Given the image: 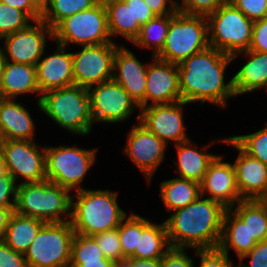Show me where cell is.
Returning <instances> with one entry per match:
<instances>
[{
    "label": "cell",
    "mask_w": 267,
    "mask_h": 267,
    "mask_svg": "<svg viewBox=\"0 0 267 267\" xmlns=\"http://www.w3.org/2000/svg\"><path fill=\"white\" fill-rule=\"evenodd\" d=\"M231 55L212 47L194 54L178 64L179 86L184 102L212 103L226 107L227 99L236 97L233 78L225 83V71Z\"/></svg>",
    "instance_id": "cell-1"
},
{
    "label": "cell",
    "mask_w": 267,
    "mask_h": 267,
    "mask_svg": "<svg viewBox=\"0 0 267 267\" xmlns=\"http://www.w3.org/2000/svg\"><path fill=\"white\" fill-rule=\"evenodd\" d=\"M200 195L189 205L176 209L165 220L171 248H218L227 208Z\"/></svg>",
    "instance_id": "cell-2"
},
{
    "label": "cell",
    "mask_w": 267,
    "mask_h": 267,
    "mask_svg": "<svg viewBox=\"0 0 267 267\" xmlns=\"http://www.w3.org/2000/svg\"><path fill=\"white\" fill-rule=\"evenodd\" d=\"M71 198L70 223L75 233L86 236L113 230L127 216L117 201V192L85 189Z\"/></svg>",
    "instance_id": "cell-3"
},
{
    "label": "cell",
    "mask_w": 267,
    "mask_h": 267,
    "mask_svg": "<svg viewBox=\"0 0 267 267\" xmlns=\"http://www.w3.org/2000/svg\"><path fill=\"white\" fill-rule=\"evenodd\" d=\"M61 128L77 135H88L93 126L88 88L69 86L45 91L36 103Z\"/></svg>",
    "instance_id": "cell-4"
},
{
    "label": "cell",
    "mask_w": 267,
    "mask_h": 267,
    "mask_svg": "<svg viewBox=\"0 0 267 267\" xmlns=\"http://www.w3.org/2000/svg\"><path fill=\"white\" fill-rule=\"evenodd\" d=\"M70 193L72 192L69 189L47 179L41 182L19 183L14 209L21 215L45 223L68 222L71 217Z\"/></svg>",
    "instance_id": "cell-5"
},
{
    "label": "cell",
    "mask_w": 267,
    "mask_h": 267,
    "mask_svg": "<svg viewBox=\"0 0 267 267\" xmlns=\"http://www.w3.org/2000/svg\"><path fill=\"white\" fill-rule=\"evenodd\" d=\"M208 47L207 18L177 11L170 20L165 44L155 57L178 65Z\"/></svg>",
    "instance_id": "cell-6"
},
{
    "label": "cell",
    "mask_w": 267,
    "mask_h": 267,
    "mask_svg": "<svg viewBox=\"0 0 267 267\" xmlns=\"http://www.w3.org/2000/svg\"><path fill=\"white\" fill-rule=\"evenodd\" d=\"M206 18L209 47L229 55L249 50L254 22L229 1Z\"/></svg>",
    "instance_id": "cell-7"
},
{
    "label": "cell",
    "mask_w": 267,
    "mask_h": 267,
    "mask_svg": "<svg viewBox=\"0 0 267 267\" xmlns=\"http://www.w3.org/2000/svg\"><path fill=\"white\" fill-rule=\"evenodd\" d=\"M74 235L70 221L45 223L24 253L28 267H69Z\"/></svg>",
    "instance_id": "cell-8"
},
{
    "label": "cell",
    "mask_w": 267,
    "mask_h": 267,
    "mask_svg": "<svg viewBox=\"0 0 267 267\" xmlns=\"http://www.w3.org/2000/svg\"><path fill=\"white\" fill-rule=\"evenodd\" d=\"M52 39L66 47L70 43L83 47L114 42L110 37L105 6L98 2L87 10L63 19L53 29Z\"/></svg>",
    "instance_id": "cell-9"
},
{
    "label": "cell",
    "mask_w": 267,
    "mask_h": 267,
    "mask_svg": "<svg viewBox=\"0 0 267 267\" xmlns=\"http://www.w3.org/2000/svg\"><path fill=\"white\" fill-rule=\"evenodd\" d=\"M46 177L52 183L69 189L82 190V181L95 163L96 148L82 149L77 146L45 147Z\"/></svg>",
    "instance_id": "cell-10"
},
{
    "label": "cell",
    "mask_w": 267,
    "mask_h": 267,
    "mask_svg": "<svg viewBox=\"0 0 267 267\" xmlns=\"http://www.w3.org/2000/svg\"><path fill=\"white\" fill-rule=\"evenodd\" d=\"M34 140H3L1 153L3 154L8 174L15 181L23 178L20 183L41 182L46 177V150L39 149Z\"/></svg>",
    "instance_id": "cell-11"
},
{
    "label": "cell",
    "mask_w": 267,
    "mask_h": 267,
    "mask_svg": "<svg viewBox=\"0 0 267 267\" xmlns=\"http://www.w3.org/2000/svg\"><path fill=\"white\" fill-rule=\"evenodd\" d=\"M118 44L114 42L83 46L81 51L72 53L74 84L89 88L111 80L113 60Z\"/></svg>",
    "instance_id": "cell-12"
},
{
    "label": "cell",
    "mask_w": 267,
    "mask_h": 267,
    "mask_svg": "<svg viewBox=\"0 0 267 267\" xmlns=\"http://www.w3.org/2000/svg\"><path fill=\"white\" fill-rule=\"evenodd\" d=\"M93 86L88 88L93 125L95 122L120 123L127 120L135 108L139 109L128 92L113 79Z\"/></svg>",
    "instance_id": "cell-13"
},
{
    "label": "cell",
    "mask_w": 267,
    "mask_h": 267,
    "mask_svg": "<svg viewBox=\"0 0 267 267\" xmlns=\"http://www.w3.org/2000/svg\"><path fill=\"white\" fill-rule=\"evenodd\" d=\"M187 104L181 100L144 107L140 109L137 120L167 145L168 141L176 145L190 140L183 121V107Z\"/></svg>",
    "instance_id": "cell-14"
},
{
    "label": "cell",
    "mask_w": 267,
    "mask_h": 267,
    "mask_svg": "<svg viewBox=\"0 0 267 267\" xmlns=\"http://www.w3.org/2000/svg\"><path fill=\"white\" fill-rule=\"evenodd\" d=\"M47 37L53 38V29L42 19L3 37L6 61L36 66L46 52Z\"/></svg>",
    "instance_id": "cell-15"
},
{
    "label": "cell",
    "mask_w": 267,
    "mask_h": 267,
    "mask_svg": "<svg viewBox=\"0 0 267 267\" xmlns=\"http://www.w3.org/2000/svg\"><path fill=\"white\" fill-rule=\"evenodd\" d=\"M127 134L125 154L150 183L153 174L164 160L167 144L139 121Z\"/></svg>",
    "instance_id": "cell-16"
},
{
    "label": "cell",
    "mask_w": 267,
    "mask_h": 267,
    "mask_svg": "<svg viewBox=\"0 0 267 267\" xmlns=\"http://www.w3.org/2000/svg\"><path fill=\"white\" fill-rule=\"evenodd\" d=\"M238 151L234 161L236 184L243 200H267V166L246 153L231 137L219 139Z\"/></svg>",
    "instance_id": "cell-17"
},
{
    "label": "cell",
    "mask_w": 267,
    "mask_h": 267,
    "mask_svg": "<svg viewBox=\"0 0 267 267\" xmlns=\"http://www.w3.org/2000/svg\"><path fill=\"white\" fill-rule=\"evenodd\" d=\"M181 100L178 65L153 56L147 69L145 107Z\"/></svg>",
    "instance_id": "cell-18"
},
{
    "label": "cell",
    "mask_w": 267,
    "mask_h": 267,
    "mask_svg": "<svg viewBox=\"0 0 267 267\" xmlns=\"http://www.w3.org/2000/svg\"><path fill=\"white\" fill-rule=\"evenodd\" d=\"M223 155H217L210 163L202 182L201 195L222 203L226 208L243 201L239 194L233 164L223 162ZM207 192V193H206Z\"/></svg>",
    "instance_id": "cell-19"
},
{
    "label": "cell",
    "mask_w": 267,
    "mask_h": 267,
    "mask_svg": "<svg viewBox=\"0 0 267 267\" xmlns=\"http://www.w3.org/2000/svg\"><path fill=\"white\" fill-rule=\"evenodd\" d=\"M147 69L148 63L143 65L126 47L116 49L112 79L128 92L139 109L145 107Z\"/></svg>",
    "instance_id": "cell-20"
},
{
    "label": "cell",
    "mask_w": 267,
    "mask_h": 267,
    "mask_svg": "<svg viewBox=\"0 0 267 267\" xmlns=\"http://www.w3.org/2000/svg\"><path fill=\"white\" fill-rule=\"evenodd\" d=\"M55 54L40 58L36 65L37 83L40 93L51 89L73 86L74 77L72 69V53L65 51L67 48L56 44Z\"/></svg>",
    "instance_id": "cell-21"
},
{
    "label": "cell",
    "mask_w": 267,
    "mask_h": 267,
    "mask_svg": "<svg viewBox=\"0 0 267 267\" xmlns=\"http://www.w3.org/2000/svg\"><path fill=\"white\" fill-rule=\"evenodd\" d=\"M12 98L0 97V134L3 140H34L35 122L30 112Z\"/></svg>",
    "instance_id": "cell-22"
},
{
    "label": "cell",
    "mask_w": 267,
    "mask_h": 267,
    "mask_svg": "<svg viewBox=\"0 0 267 267\" xmlns=\"http://www.w3.org/2000/svg\"><path fill=\"white\" fill-rule=\"evenodd\" d=\"M26 93L42 95L37 83L36 66L6 61L0 78V97L16 99Z\"/></svg>",
    "instance_id": "cell-23"
},
{
    "label": "cell",
    "mask_w": 267,
    "mask_h": 267,
    "mask_svg": "<svg viewBox=\"0 0 267 267\" xmlns=\"http://www.w3.org/2000/svg\"><path fill=\"white\" fill-rule=\"evenodd\" d=\"M241 54L249 59L232 77L236 96L259 88L267 89V53L245 50L231 55L232 60Z\"/></svg>",
    "instance_id": "cell-24"
},
{
    "label": "cell",
    "mask_w": 267,
    "mask_h": 267,
    "mask_svg": "<svg viewBox=\"0 0 267 267\" xmlns=\"http://www.w3.org/2000/svg\"><path fill=\"white\" fill-rule=\"evenodd\" d=\"M256 244L254 238L250 237L244 222L230 208H227L223 218L222 235L218 248L227 255H229V249L232 248L240 259Z\"/></svg>",
    "instance_id": "cell-25"
},
{
    "label": "cell",
    "mask_w": 267,
    "mask_h": 267,
    "mask_svg": "<svg viewBox=\"0 0 267 267\" xmlns=\"http://www.w3.org/2000/svg\"><path fill=\"white\" fill-rule=\"evenodd\" d=\"M192 144V141L188 140L175 145L178 155L175 167L178 177L201 183L217 154L198 151Z\"/></svg>",
    "instance_id": "cell-26"
},
{
    "label": "cell",
    "mask_w": 267,
    "mask_h": 267,
    "mask_svg": "<svg viewBox=\"0 0 267 267\" xmlns=\"http://www.w3.org/2000/svg\"><path fill=\"white\" fill-rule=\"evenodd\" d=\"M170 249L165 221L155 224L142 217V234H139L135 258L161 259Z\"/></svg>",
    "instance_id": "cell-27"
},
{
    "label": "cell",
    "mask_w": 267,
    "mask_h": 267,
    "mask_svg": "<svg viewBox=\"0 0 267 267\" xmlns=\"http://www.w3.org/2000/svg\"><path fill=\"white\" fill-rule=\"evenodd\" d=\"M44 224L39 219L14 212L6 229L4 242L16 252L24 254Z\"/></svg>",
    "instance_id": "cell-28"
},
{
    "label": "cell",
    "mask_w": 267,
    "mask_h": 267,
    "mask_svg": "<svg viewBox=\"0 0 267 267\" xmlns=\"http://www.w3.org/2000/svg\"><path fill=\"white\" fill-rule=\"evenodd\" d=\"M160 194L165 208L171 212L195 201L201 195L200 183L173 178L160 183Z\"/></svg>",
    "instance_id": "cell-29"
},
{
    "label": "cell",
    "mask_w": 267,
    "mask_h": 267,
    "mask_svg": "<svg viewBox=\"0 0 267 267\" xmlns=\"http://www.w3.org/2000/svg\"><path fill=\"white\" fill-rule=\"evenodd\" d=\"M235 206L230 209L247 226L250 237L256 242L267 240V200H243Z\"/></svg>",
    "instance_id": "cell-30"
},
{
    "label": "cell",
    "mask_w": 267,
    "mask_h": 267,
    "mask_svg": "<svg viewBox=\"0 0 267 267\" xmlns=\"http://www.w3.org/2000/svg\"><path fill=\"white\" fill-rule=\"evenodd\" d=\"M107 12L108 29L110 37L119 35L133 43L138 37L141 25L134 22L131 5L125 1H114L104 5Z\"/></svg>",
    "instance_id": "cell-31"
},
{
    "label": "cell",
    "mask_w": 267,
    "mask_h": 267,
    "mask_svg": "<svg viewBox=\"0 0 267 267\" xmlns=\"http://www.w3.org/2000/svg\"><path fill=\"white\" fill-rule=\"evenodd\" d=\"M173 17L174 15L155 16L141 26L140 33L132 44L139 48H152V57H155L165 44L170 20Z\"/></svg>",
    "instance_id": "cell-32"
},
{
    "label": "cell",
    "mask_w": 267,
    "mask_h": 267,
    "mask_svg": "<svg viewBox=\"0 0 267 267\" xmlns=\"http://www.w3.org/2000/svg\"><path fill=\"white\" fill-rule=\"evenodd\" d=\"M97 3V0H49L42 11V20L54 29L63 19L87 10Z\"/></svg>",
    "instance_id": "cell-33"
},
{
    "label": "cell",
    "mask_w": 267,
    "mask_h": 267,
    "mask_svg": "<svg viewBox=\"0 0 267 267\" xmlns=\"http://www.w3.org/2000/svg\"><path fill=\"white\" fill-rule=\"evenodd\" d=\"M139 234H142V216L134 214L125 217L118 227V235L124 258H135Z\"/></svg>",
    "instance_id": "cell-34"
},
{
    "label": "cell",
    "mask_w": 267,
    "mask_h": 267,
    "mask_svg": "<svg viewBox=\"0 0 267 267\" xmlns=\"http://www.w3.org/2000/svg\"><path fill=\"white\" fill-rule=\"evenodd\" d=\"M267 124V123H266ZM246 153L267 166V125L251 134L231 137Z\"/></svg>",
    "instance_id": "cell-35"
},
{
    "label": "cell",
    "mask_w": 267,
    "mask_h": 267,
    "mask_svg": "<svg viewBox=\"0 0 267 267\" xmlns=\"http://www.w3.org/2000/svg\"><path fill=\"white\" fill-rule=\"evenodd\" d=\"M33 20L23 11L0 1V40L28 27Z\"/></svg>",
    "instance_id": "cell-36"
},
{
    "label": "cell",
    "mask_w": 267,
    "mask_h": 267,
    "mask_svg": "<svg viewBox=\"0 0 267 267\" xmlns=\"http://www.w3.org/2000/svg\"><path fill=\"white\" fill-rule=\"evenodd\" d=\"M106 258L97 245L93 236L75 233L72 245L70 261H92Z\"/></svg>",
    "instance_id": "cell-37"
},
{
    "label": "cell",
    "mask_w": 267,
    "mask_h": 267,
    "mask_svg": "<svg viewBox=\"0 0 267 267\" xmlns=\"http://www.w3.org/2000/svg\"><path fill=\"white\" fill-rule=\"evenodd\" d=\"M93 237L107 259L113 262L125 259L121 250L118 228L94 234Z\"/></svg>",
    "instance_id": "cell-38"
},
{
    "label": "cell",
    "mask_w": 267,
    "mask_h": 267,
    "mask_svg": "<svg viewBox=\"0 0 267 267\" xmlns=\"http://www.w3.org/2000/svg\"><path fill=\"white\" fill-rule=\"evenodd\" d=\"M229 0H177V11L186 15L205 16L214 13Z\"/></svg>",
    "instance_id": "cell-39"
},
{
    "label": "cell",
    "mask_w": 267,
    "mask_h": 267,
    "mask_svg": "<svg viewBox=\"0 0 267 267\" xmlns=\"http://www.w3.org/2000/svg\"><path fill=\"white\" fill-rule=\"evenodd\" d=\"M196 255L200 257L199 267H236L229 256L219 248L195 249ZM195 267V266H194Z\"/></svg>",
    "instance_id": "cell-40"
},
{
    "label": "cell",
    "mask_w": 267,
    "mask_h": 267,
    "mask_svg": "<svg viewBox=\"0 0 267 267\" xmlns=\"http://www.w3.org/2000/svg\"><path fill=\"white\" fill-rule=\"evenodd\" d=\"M253 22L267 17V0H229Z\"/></svg>",
    "instance_id": "cell-41"
},
{
    "label": "cell",
    "mask_w": 267,
    "mask_h": 267,
    "mask_svg": "<svg viewBox=\"0 0 267 267\" xmlns=\"http://www.w3.org/2000/svg\"><path fill=\"white\" fill-rule=\"evenodd\" d=\"M245 258H250V264L243 263ZM240 265L236 267H267V240L257 242V244L240 259Z\"/></svg>",
    "instance_id": "cell-42"
},
{
    "label": "cell",
    "mask_w": 267,
    "mask_h": 267,
    "mask_svg": "<svg viewBox=\"0 0 267 267\" xmlns=\"http://www.w3.org/2000/svg\"><path fill=\"white\" fill-rule=\"evenodd\" d=\"M16 184L15 179L10 174L0 178V209L15 207L17 194ZM11 196L12 198H10Z\"/></svg>",
    "instance_id": "cell-43"
},
{
    "label": "cell",
    "mask_w": 267,
    "mask_h": 267,
    "mask_svg": "<svg viewBox=\"0 0 267 267\" xmlns=\"http://www.w3.org/2000/svg\"><path fill=\"white\" fill-rule=\"evenodd\" d=\"M161 267H194V263L184 248H171L161 258Z\"/></svg>",
    "instance_id": "cell-44"
},
{
    "label": "cell",
    "mask_w": 267,
    "mask_h": 267,
    "mask_svg": "<svg viewBox=\"0 0 267 267\" xmlns=\"http://www.w3.org/2000/svg\"><path fill=\"white\" fill-rule=\"evenodd\" d=\"M249 50L267 53V17L254 22Z\"/></svg>",
    "instance_id": "cell-45"
},
{
    "label": "cell",
    "mask_w": 267,
    "mask_h": 267,
    "mask_svg": "<svg viewBox=\"0 0 267 267\" xmlns=\"http://www.w3.org/2000/svg\"><path fill=\"white\" fill-rule=\"evenodd\" d=\"M0 267H28L24 254L16 252L4 241L0 242Z\"/></svg>",
    "instance_id": "cell-46"
},
{
    "label": "cell",
    "mask_w": 267,
    "mask_h": 267,
    "mask_svg": "<svg viewBox=\"0 0 267 267\" xmlns=\"http://www.w3.org/2000/svg\"><path fill=\"white\" fill-rule=\"evenodd\" d=\"M127 5H131L134 22H138L141 26L155 17L150 8L145 4L144 0H124Z\"/></svg>",
    "instance_id": "cell-47"
},
{
    "label": "cell",
    "mask_w": 267,
    "mask_h": 267,
    "mask_svg": "<svg viewBox=\"0 0 267 267\" xmlns=\"http://www.w3.org/2000/svg\"><path fill=\"white\" fill-rule=\"evenodd\" d=\"M155 16L174 15L177 12V0H144Z\"/></svg>",
    "instance_id": "cell-48"
},
{
    "label": "cell",
    "mask_w": 267,
    "mask_h": 267,
    "mask_svg": "<svg viewBox=\"0 0 267 267\" xmlns=\"http://www.w3.org/2000/svg\"><path fill=\"white\" fill-rule=\"evenodd\" d=\"M2 3L25 12L34 22L42 19V12L31 0H0Z\"/></svg>",
    "instance_id": "cell-49"
},
{
    "label": "cell",
    "mask_w": 267,
    "mask_h": 267,
    "mask_svg": "<svg viewBox=\"0 0 267 267\" xmlns=\"http://www.w3.org/2000/svg\"><path fill=\"white\" fill-rule=\"evenodd\" d=\"M112 267H161V259L125 258L114 261Z\"/></svg>",
    "instance_id": "cell-50"
},
{
    "label": "cell",
    "mask_w": 267,
    "mask_h": 267,
    "mask_svg": "<svg viewBox=\"0 0 267 267\" xmlns=\"http://www.w3.org/2000/svg\"><path fill=\"white\" fill-rule=\"evenodd\" d=\"M113 261L107 258H99L92 261H70L69 267H112Z\"/></svg>",
    "instance_id": "cell-51"
},
{
    "label": "cell",
    "mask_w": 267,
    "mask_h": 267,
    "mask_svg": "<svg viewBox=\"0 0 267 267\" xmlns=\"http://www.w3.org/2000/svg\"><path fill=\"white\" fill-rule=\"evenodd\" d=\"M15 207H8L0 209V242L4 241L7 226L9 224L11 216L15 212Z\"/></svg>",
    "instance_id": "cell-52"
},
{
    "label": "cell",
    "mask_w": 267,
    "mask_h": 267,
    "mask_svg": "<svg viewBox=\"0 0 267 267\" xmlns=\"http://www.w3.org/2000/svg\"><path fill=\"white\" fill-rule=\"evenodd\" d=\"M7 175H8L7 166L3 154L0 152V178H3Z\"/></svg>",
    "instance_id": "cell-53"
},
{
    "label": "cell",
    "mask_w": 267,
    "mask_h": 267,
    "mask_svg": "<svg viewBox=\"0 0 267 267\" xmlns=\"http://www.w3.org/2000/svg\"><path fill=\"white\" fill-rule=\"evenodd\" d=\"M32 3L42 12L48 5L49 0H31Z\"/></svg>",
    "instance_id": "cell-54"
},
{
    "label": "cell",
    "mask_w": 267,
    "mask_h": 267,
    "mask_svg": "<svg viewBox=\"0 0 267 267\" xmlns=\"http://www.w3.org/2000/svg\"><path fill=\"white\" fill-rule=\"evenodd\" d=\"M5 63H6L5 53L3 47H0V78L1 75L3 74Z\"/></svg>",
    "instance_id": "cell-55"
},
{
    "label": "cell",
    "mask_w": 267,
    "mask_h": 267,
    "mask_svg": "<svg viewBox=\"0 0 267 267\" xmlns=\"http://www.w3.org/2000/svg\"><path fill=\"white\" fill-rule=\"evenodd\" d=\"M97 1L103 5H106V4L114 2V1H123V0H97Z\"/></svg>",
    "instance_id": "cell-56"
},
{
    "label": "cell",
    "mask_w": 267,
    "mask_h": 267,
    "mask_svg": "<svg viewBox=\"0 0 267 267\" xmlns=\"http://www.w3.org/2000/svg\"><path fill=\"white\" fill-rule=\"evenodd\" d=\"M2 141H3V139H2L1 134H0V152H1Z\"/></svg>",
    "instance_id": "cell-57"
}]
</instances>
